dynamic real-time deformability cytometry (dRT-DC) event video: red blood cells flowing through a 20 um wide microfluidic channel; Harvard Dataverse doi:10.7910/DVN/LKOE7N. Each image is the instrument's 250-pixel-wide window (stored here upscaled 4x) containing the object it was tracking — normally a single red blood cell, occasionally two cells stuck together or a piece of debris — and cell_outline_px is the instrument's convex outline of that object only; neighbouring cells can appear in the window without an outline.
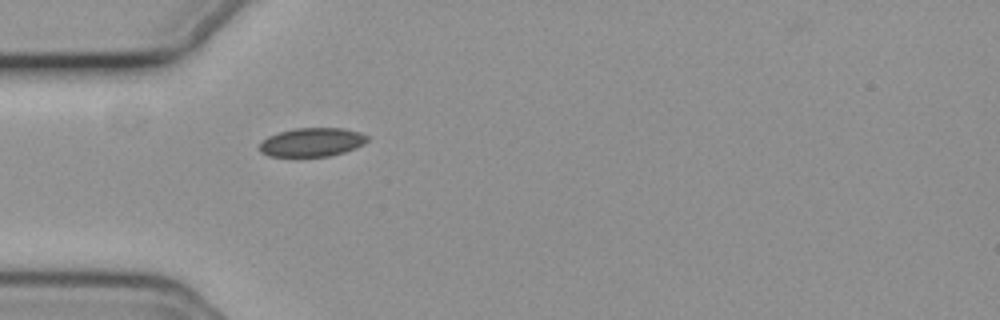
{"species": "common noctule bat (a hibernating species)", "species_latin": "Nyctalus noctula", "temperature_condition": "cold", "stored_images_in_passage": 40, "camera_frame_rate_fps": 3000, "um_per_image_px": 0.085, "animal": {"sex": "female", "body_mass_g": 19.3, "forearm_length_mm": 54.1}, "frame": {"image": 1, "passage_image": 1, "time_ms": 0.0, "image_size_px": [1000, 320], "cell_outline_px": [[368, 140], [364, 144], [356, 148], [344, 152], [328, 156], [268, 156], [260, 152], [260, 144], [268, 136], [280, 132], [296, 128], [344, 128], [360, 132], [368, 136]], "centroid_in_image_um": [26.54, 12.08], "position_along_channel_um": 58.5, "area_um2": 17.98}}
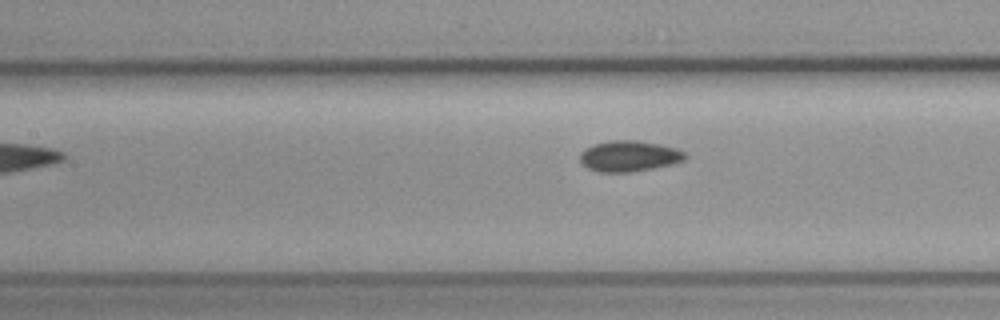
{"frame": {"image": 2, "passage_image": 9, "time_ms": 2.667, "image_size_px": [1000, 320], "cell_outline_px": [[688, 156], [684, 160], [672, 164], [632, 172], [596, 172], [580, 164], [580, 152], [584, 148], [592, 144], [612, 140], [636, 140], [660, 144], [676, 148], [684, 152]], "centroid_in_image_um": [53.43, 13.27], "position_along_channel_um": 154.0, "area_um2": 19.13}}
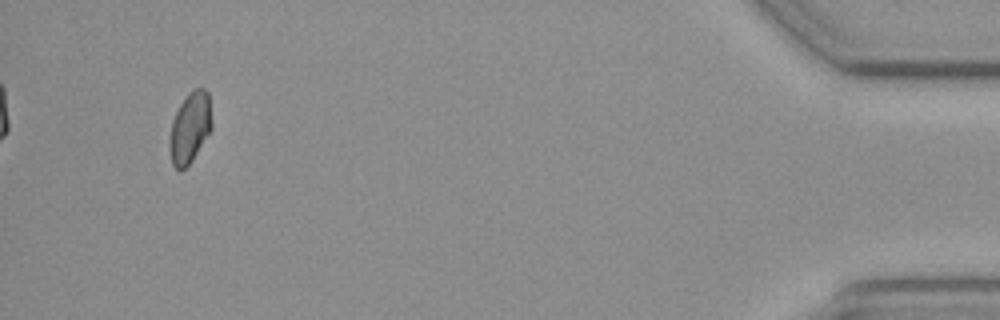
{"frame": {"image": 3, "passage_image": 37, "time_ms": 12.0, "image_size_px": [1000, 320], "cell_outline_px": [[212, 128], [192, 160], [184, 168], [176, 168], [172, 164], [168, 144], [172, 120], [180, 104], [188, 92], [196, 88], [204, 88], [208, 92], [212, 120]], "centroid_in_image_um": [16.14, 10.82], "position_along_channel_um": 419.1, "area_um2": 17.34}, "authors_computed_cell_mechanics": {"area_um2": 17.918, "velocity_mm_per_s": 3.7071, "shape_relaxation_time_tau1_ms": 6.4565, "shape_relaxation_time_tau2_ms": null, "deformation_change_tau1": 0.0623, "deformation_change_tau2": null}}